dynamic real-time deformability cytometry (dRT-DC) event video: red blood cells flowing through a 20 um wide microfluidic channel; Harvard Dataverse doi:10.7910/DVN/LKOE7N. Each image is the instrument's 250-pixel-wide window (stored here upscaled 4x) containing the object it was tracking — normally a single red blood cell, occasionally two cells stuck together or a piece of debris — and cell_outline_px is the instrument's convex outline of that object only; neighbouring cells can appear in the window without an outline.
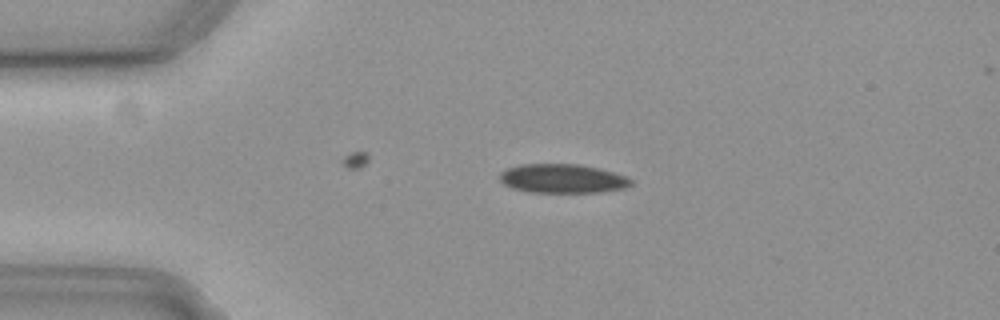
{"species": "common noctule bat (a hibernating species)", "species_latin": "Nyctalus noctula", "temperature_condition": "cold", "stored_images_in_passage": 26, "camera_frame_rate_fps": 3000, "um_per_image_px": 0.085, "animal": {"sex": "female", "body_mass_g": 19.3, "forearm_length_mm": 54.1}, "frame": {"image": 1, "passage_image": 1, "time_ms": 0.0, "image_size_px": [1000, 320], "cell_outline_px": [[632, 184], [624, 188], [600, 192], [528, 192], [512, 188], [504, 184], [500, 180], [500, 172], [508, 168], [520, 164], [580, 164], [612, 172], [624, 176], [632, 180]], "centroid_in_image_um": [47.78, 15.18], "position_along_channel_um": 37.2, "area_um2": 22.02}}
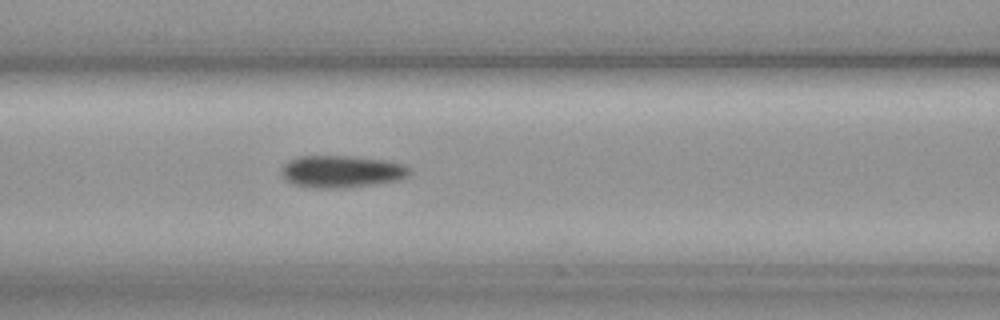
{"frame": {"image": 2, "passage_image": 12, "time_ms": 3.667, "image_size_px": [1000, 320], "cell_outline_px": [[412, 172], [408, 176], [400, 180], [376, 184], [340, 188], [308, 188], [292, 184], [284, 180], [280, 172], [284, 164], [288, 160], [300, 156], [352, 156], [384, 160], [404, 164]], "centroid_in_image_um": [29.0, 14.59], "position_along_channel_um": 137.6, "area_um2": 24.33}}
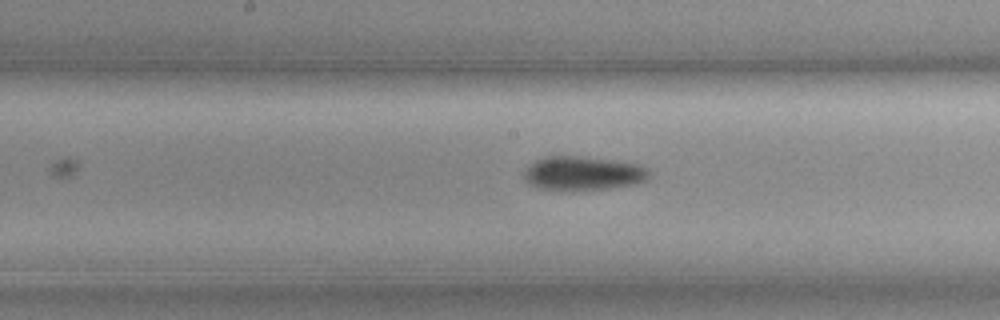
{"frame": {"image": 3, "passage_image": 17, "time_ms": 5.333, "image_size_px": [1000, 320], "cell_outline_px": [[648, 176], [644, 180], [636, 184], [608, 188], [536, 188], [528, 184], [524, 180], [524, 172], [536, 160], [548, 156], [580, 156], [612, 160], [636, 164], [644, 168], [648, 172]], "centroid_in_image_um": [49.52, 14.71], "position_along_channel_um": 198.7, "area_um2": 23.81}}